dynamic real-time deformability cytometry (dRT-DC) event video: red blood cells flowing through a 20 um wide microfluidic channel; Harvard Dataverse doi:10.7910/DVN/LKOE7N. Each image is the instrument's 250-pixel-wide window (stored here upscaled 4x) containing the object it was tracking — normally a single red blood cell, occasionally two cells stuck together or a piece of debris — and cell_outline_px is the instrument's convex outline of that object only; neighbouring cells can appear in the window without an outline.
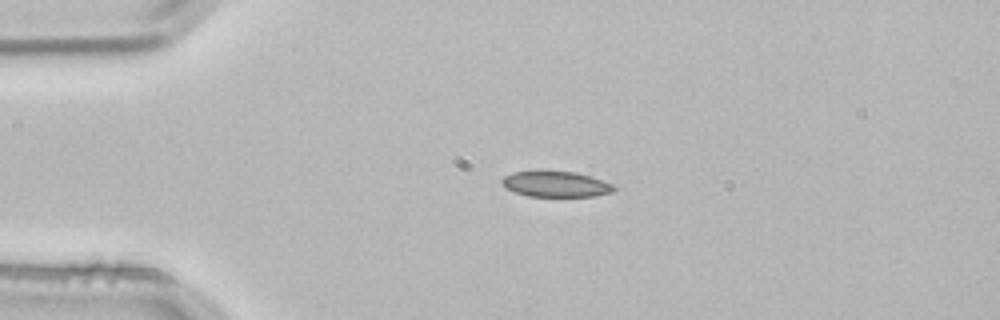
{"species": "common noctule bat (a hibernating species)", "species_latin": "Nyctalus noctula", "temperature_condition": "room temperature", "stored_images_in_passage": 3, "camera_frame_rate_fps": 3000, "um_per_image_px": 0.085, "animal": {"sex": "male", "body_mass_g": 21.5, "forearm_length_mm": 52.0}, "frame": {"image": 1, "passage_image": 1, "time_ms": 0.0, "image_size_px": [1000, 320], "cell_outline_px": [[616, 188], [612, 192], [596, 196], [528, 196], [504, 188], [500, 180], [504, 176], [512, 172], [576, 172], [612, 184]], "centroid_in_image_um": [47.21, 15.66], "position_along_channel_um": 37.8, "area_um2": 16.42}}
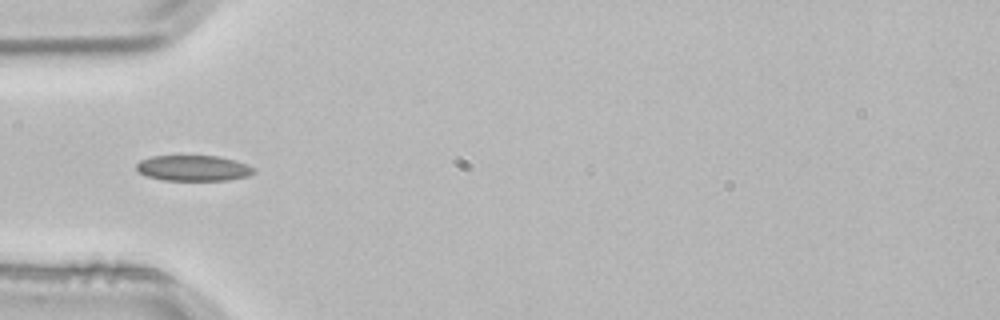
{"frame": {"image": 2, "passage_image": 2, "time_ms": 0.333, "image_size_px": [1000, 320], "cell_outline_px": [[256, 172], [248, 176], [228, 180], [164, 180], [148, 176], [140, 172], [136, 168], [136, 164], [140, 160], [152, 156], [220, 156], [248, 164], [256, 168]], "centroid_in_image_um": [16.49, 14.29], "position_along_channel_um": 68.5, "area_um2": 17.57}}